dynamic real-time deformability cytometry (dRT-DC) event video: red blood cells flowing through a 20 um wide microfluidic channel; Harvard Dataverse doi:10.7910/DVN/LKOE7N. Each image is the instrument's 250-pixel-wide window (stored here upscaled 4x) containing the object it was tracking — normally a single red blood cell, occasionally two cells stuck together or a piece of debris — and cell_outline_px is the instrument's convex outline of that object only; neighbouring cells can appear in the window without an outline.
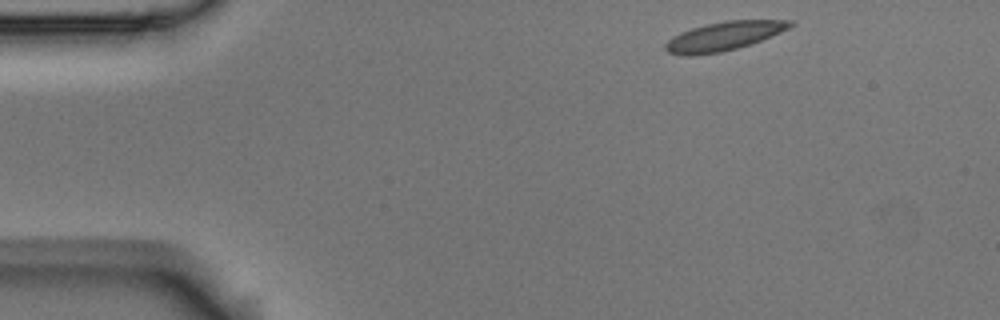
{"species": "Egyptian fruit bat (a non-hibernating species)", "species_latin": "Rousettus aegyptiacus", "temperature_condition": "room temperature", "stored_images_in_passage": 3, "camera_frame_rate_fps": 3000, "um_per_image_px": 0.085, "animal": {"sex": "male"}, "frame": {"image": 1, "passage_image": 1, "time_ms": 0.0, "image_size_px": [1000, 320], "cell_outline_px": [[796, 24], [780, 32], [760, 40], [736, 48], [720, 52], [692, 56], [684, 56], [668, 52], [664, 48], [664, 44], [672, 36], [680, 32], [692, 28], [724, 20], [792, 20]], "centroid_in_image_um": [61.49, 3.07], "position_along_channel_um": 23.5, "area_um2": 20.81}}